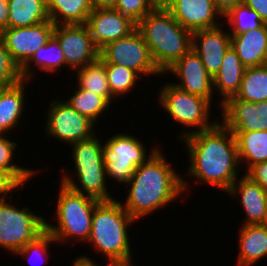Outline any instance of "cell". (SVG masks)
I'll list each match as a JSON object with an SVG mask.
<instances>
[{
    "label": "cell",
    "instance_id": "1",
    "mask_svg": "<svg viewBox=\"0 0 267 266\" xmlns=\"http://www.w3.org/2000/svg\"><path fill=\"white\" fill-rule=\"evenodd\" d=\"M188 151L185 175L225 193L240 176L236 138L219 120L212 128L181 139ZM239 172V173H238Z\"/></svg>",
    "mask_w": 267,
    "mask_h": 266
},
{
    "label": "cell",
    "instance_id": "2",
    "mask_svg": "<svg viewBox=\"0 0 267 266\" xmlns=\"http://www.w3.org/2000/svg\"><path fill=\"white\" fill-rule=\"evenodd\" d=\"M160 149L137 167L126 185L129 193L121 203L136 222L177 201L191 187Z\"/></svg>",
    "mask_w": 267,
    "mask_h": 266
},
{
    "label": "cell",
    "instance_id": "3",
    "mask_svg": "<svg viewBox=\"0 0 267 266\" xmlns=\"http://www.w3.org/2000/svg\"><path fill=\"white\" fill-rule=\"evenodd\" d=\"M157 68L164 74L192 46V32L163 6L157 5L137 23Z\"/></svg>",
    "mask_w": 267,
    "mask_h": 266
},
{
    "label": "cell",
    "instance_id": "4",
    "mask_svg": "<svg viewBox=\"0 0 267 266\" xmlns=\"http://www.w3.org/2000/svg\"><path fill=\"white\" fill-rule=\"evenodd\" d=\"M135 221L119 200L100 201L94 208L91 235L86 244H91L107 261L132 258L128 228Z\"/></svg>",
    "mask_w": 267,
    "mask_h": 266
},
{
    "label": "cell",
    "instance_id": "5",
    "mask_svg": "<svg viewBox=\"0 0 267 266\" xmlns=\"http://www.w3.org/2000/svg\"><path fill=\"white\" fill-rule=\"evenodd\" d=\"M94 134L89 139L71 144V160L74 166V177L69 176L66 169L61 176V183L72 189L74 192L84 194L98 201H111L116 199L108 192L106 170L103 161L102 141ZM67 173V174H66ZM63 177V178H62ZM78 181V182H77ZM79 184V185H78Z\"/></svg>",
    "mask_w": 267,
    "mask_h": 266
},
{
    "label": "cell",
    "instance_id": "6",
    "mask_svg": "<svg viewBox=\"0 0 267 266\" xmlns=\"http://www.w3.org/2000/svg\"><path fill=\"white\" fill-rule=\"evenodd\" d=\"M57 206L55 208L56 222L51 224L45 219V229L57 243H68L77 240L79 244L87 243L92 230V215L95 206L100 202L84 194L74 192L60 182Z\"/></svg>",
    "mask_w": 267,
    "mask_h": 266
},
{
    "label": "cell",
    "instance_id": "7",
    "mask_svg": "<svg viewBox=\"0 0 267 266\" xmlns=\"http://www.w3.org/2000/svg\"><path fill=\"white\" fill-rule=\"evenodd\" d=\"M159 91L158 103L166 114L185 129H193L181 131L178 141L193 133L210 129L218 122L215 119L211 121L210 109H213V105L208 99L181 90L172 82H165Z\"/></svg>",
    "mask_w": 267,
    "mask_h": 266
},
{
    "label": "cell",
    "instance_id": "8",
    "mask_svg": "<svg viewBox=\"0 0 267 266\" xmlns=\"http://www.w3.org/2000/svg\"><path fill=\"white\" fill-rule=\"evenodd\" d=\"M104 140L103 161L109 180L126 185L138 166L145 163L159 149L147 151L144 142L135 135L118 133ZM149 153V154H148Z\"/></svg>",
    "mask_w": 267,
    "mask_h": 266
},
{
    "label": "cell",
    "instance_id": "9",
    "mask_svg": "<svg viewBox=\"0 0 267 266\" xmlns=\"http://www.w3.org/2000/svg\"><path fill=\"white\" fill-rule=\"evenodd\" d=\"M0 199V248L15 254L45 230V217Z\"/></svg>",
    "mask_w": 267,
    "mask_h": 266
},
{
    "label": "cell",
    "instance_id": "10",
    "mask_svg": "<svg viewBox=\"0 0 267 266\" xmlns=\"http://www.w3.org/2000/svg\"><path fill=\"white\" fill-rule=\"evenodd\" d=\"M99 57L105 63H113L135 71L144 76H163L155 65L149 47L142 34L136 28L129 35L107 44L99 51ZM144 75V76H143Z\"/></svg>",
    "mask_w": 267,
    "mask_h": 266
},
{
    "label": "cell",
    "instance_id": "11",
    "mask_svg": "<svg viewBox=\"0 0 267 266\" xmlns=\"http://www.w3.org/2000/svg\"><path fill=\"white\" fill-rule=\"evenodd\" d=\"M63 99V100H62ZM48 113L46 116L45 133L47 136L55 138L63 144H74L79 141L89 139L96 134V125L73 109L64 97L50 100ZM97 129V130H95Z\"/></svg>",
    "mask_w": 267,
    "mask_h": 266
},
{
    "label": "cell",
    "instance_id": "12",
    "mask_svg": "<svg viewBox=\"0 0 267 266\" xmlns=\"http://www.w3.org/2000/svg\"><path fill=\"white\" fill-rule=\"evenodd\" d=\"M54 29L55 24L48 20L29 27L6 28L0 33V39L20 69L40 47L47 44Z\"/></svg>",
    "mask_w": 267,
    "mask_h": 266
},
{
    "label": "cell",
    "instance_id": "13",
    "mask_svg": "<svg viewBox=\"0 0 267 266\" xmlns=\"http://www.w3.org/2000/svg\"><path fill=\"white\" fill-rule=\"evenodd\" d=\"M53 36L63 50L66 67L72 71L99 58V50L86 24L55 25Z\"/></svg>",
    "mask_w": 267,
    "mask_h": 266
},
{
    "label": "cell",
    "instance_id": "14",
    "mask_svg": "<svg viewBox=\"0 0 267 266\" xmlns=\"http://www.w3.org/2000/svg\"><path fill=\"white\" fill-rule=\"evenodd\" d=\"M175 75L180 81L173 82L175 86L193 95L214 100L212 95L213 77L206 71L200 57L191 48L185 55L177 60L165 74Z\"/></svg>",
    "mask_w": 267,
    "mask_h": 266
},
{
    "label": "cell",
    "instance_id": "15",
    "mask_svg": "<svg viewBox=\"0 0 267 266\" xmlns=\"http://www.w3.org/2000/svg\"><path fill=\"white\" fill-rule=\"evenodd\" d=\"M221 122L231 132L267 131V100L248 102L230 97L221 106Z\"/></svg>",
    "mask_w": 267,
    "mask_h": 266
},
{
    "label": "cell",
    "instance_id": "16",
    "mask_svg": "<svg viewBox=\"0 0 267 266\" xmlns=\"http://www.w3.org/2000/svg\"><path fill=\"white\" fill-rule=\"evenodd\" d=\"M86 25L99 51L107 44L129 35L137 28V23L114 8H94L88 16Z\"/></svg>",
    "mask_w": 267,
    "mask_h": 266
},
{
    "label": "cell",
    "instance_id": "17",
    "mask_svg": "<svg viewBox=\"0 0 267 266\" xmlns=\"http://www.w3.org/2000/svg\"><path fill=\"white\" fill-rule=\"evenodd\" d=\"M163 6L191 32L216 28L222 23L218 21L223 16L213 0H167Z\"/></svg>",
    "mask_w": 267,
    "mask_h": 266
},
{
    "label": "cell",
    "instance_id": "18",
    "mask_svg": "<svg viewBox=\"0 0 267 266\" xmlns=\"http://www.w3.org/2000/svg\"><path fill=\"white\" fill-rule=\"evenodd\" d=\"M222 27L192 32L191 48L212 77L219 71L225 52L231 46V35Z\"/></svg>",
    "mask_w": 267,
    "mask_h": 266
},
{
    "label": "cell",
    "instance_id": "19",
    "mask_svg": "<svg viewBox=\"0 0 267 266\" xmlns=\"http://www.w3.org/2000/svg\"><path fill=\"white\" fill-rule=\"evenodd\" d=\"M241 202L246 220L243 225L263 224L267 207V191L245 173L241 174L226 192ZM240 199V200H238Z\"/></svg>",
    "mask_w": 267,
    "mask_h": 266
},
{
    "label": "cell",
    "instance_id": "20",
    "mask_svg": "<svg viewBox=\"0 0 267 266\" xmlns=\"http://www.w3.org/2000/svg\"><path fill=\"white\" fill-rule=\"evenodd\" d=\"M230 35L231 46L246 68L267 64V23L242 34Z\"/></svg>",
    "mask_w": 267,
    "mask_h": 266
},
{
    "label": "cell",
    "instance_id": "21",
    "mask_svg": "<svg viewBox=\"0 0 267 266\" xmlns=\"http://www.w3.org/2000/svg\"><path fill=\"white\" fill-rule=\"evenodd\" d=\"M245 69L236 51L230 46L225 52L219 71L213 76L214 93L221 99L219 109L239 92Z\"/></svg>",
    "mask_w": 267,
    "mask_h": 266
},
{
    "label": "cell",
    "instance_id": "22",
    "mask_svg": "<svg viewBox=\"0 0 267 266\" xmlns=\"http://www.w3.org/2000/svg\"><path fill=\"white\" fill-rule=\"evenodd\" d=\"M238 260L236 266H253L267 258V226L243 225L238 230ZM266 257V258H264Z\"/></svg>",
    "mask_w": 267,
    "mask_h": 266
},
{
    "label": "cell",
    "instance_id": "23",
    "mask_svg": "<svg viewBox=\"0 0 267 266\" xmlns=\"http://www.w3.org/2000/svg\"><path fill=\"white\" fill-rule=\"evenodd\" d=\"M21 80L5 88L0 94V134H10L13 129L19 128L26 104V84ZM25 83V84H24ZM17 126V127H16ZM8 132V133H7Z\"/></svg>",
    "mask_w": 267,
    "mask_h": 266
},
{
    "label": "cell",
    "instance_id": "24",
    "mask_svg": "<svg viewBox=\"0 0 267 266\" xmlns=\"http://www.w3.org/2000/svg\"><path fill=\"white\" fill-rule=\"evenodd\" d=\"M65 66L66 60L60 43L54 36H52L47 44L40 47L20 68V75L22 80L30 82V80H32L34 76V69L38 68V70H42L44 73H52L58 71L55 72L57 75V73H60L59 70Z\"/></svg>",
    "mask_w": 267,
    "mask_h": 266
},
{
    "label": "cell",
    "instance_id": "25",
    "mask_svg": "<svg viewBox=\"0 0 267 266\" xmlns=\"http://www.w3.org/2000/svg\"><path fill=\"white\" fill-rule=\"evenodd\" d=\"M49 19L55 25L86 24L93 11L92 0H45Z\"/></svg>",
    "mask_w": 267,
    "mask_h": 266
},
{
    "label": "cell",
    "instance_id": "26",
    "mask_svg": "<svg viewBox=\"0 0 267 266\" xmlns=\"http://www.w3.org/2000/svg\"><path fill=\"white\" fill-rule=\"evenodd\" d=\"M236 138L238 158L245 173L255 164L267 161V131L232 132ZM242 163H244L242 165Z\"/></svg>",
    "mask_w": 267,
    "mask_h": 266
},
{
    "label": "cell",
    "instance_id": "27",
    "mask_svg": "<svg viewBox=\"0 0 267 266\" xmlns=\"http://www.w3.org/2000/svg\"><path fill=\"white\" fill-rule=\"evenodd\" d=\"M8 28H20L48 21L45 0H8Z\"/></svg>",
    "mask_w": 267,
    "mask_h": 266
},
{
    "label": "cell",
    "instance_id": "28",
    "mask_svg": "<svg viewBox=\"0 0 267 266\" xmlns=\"http://www.w3.org/2000/svg\"><path fill=\"white\" fill-rule=\"evenodd\" d=\"M74 71L77 74L73 73V76L77 78V87L102 96L110 105L116 101L108 85L105 62L100 57L96 61Z\"/></svg>",
    "mask_w": 267,
    "mask_h": 266
},
{
    "label": "cell",
    "instance_id": "29",
    "mask_svg": "<svg viewBox=\"0 0 267 266\" xmlns=\"http://www.w3.org/2000/svg\"><path fill=\"white\" fill-rule=\"evenodd\" d=\"M8 136V138H7ZM9 139V134H0V171L4 172L19 188H24L31 178L35 177L36 169H28L13 163L14 150L18 148L15 140ZM14 158V159H13Z\"/></svg>",
    "mask_w": 267,
    "mask_h": 266
},
{
    "label": "cell",
    "instance_id": "30",
    "mask_svg": "<svg viewBox=\"0 0 267 266\" xmlns=\"http://www.w3.org/2000/svg\"><path fill=\"white\" fill-rule=\"evenodd\" d=\"M72 95L68 99H64L73 109L87 117L95 125L99 118L107 114V109L111 105L100 95L92 91L75 87ZM103 114V115H102Z\"/></svg>",
    "mask_w": 267,
    "mask_h": 266
},
{
    "label": "cell",
    "instance_id": "31",
    "mask_svg": "<svg viewBox=\"0 0 267 266\" xmlns=\"http://www.w3.org/2000/svg\"><path fill=\"white\" fill-rule=\"evenodd\" d=\"M248 102L267 100V64L245 69L239 92L234 96Z\"/></svg>",
    "mask_w": 267,
    "mask_h": 266
},
{
    "label": "cell",
    "instance_id": "32",
    "mask_svg": "<svg viewBox=\"0 0 267 266\" xmlns=\"http://www.w3.org/2000/svg\"><path fill=\"white\" fill-rule=\"evenodd\" d=\"M105 70L111 94L115 99L134 91L135 87L138 88V81L142 79L135 71L118 64L105 63Z\"/></svg>",
    "mask_w": 267,
    "mask_h": 266
},
{
    "label": "cell",
    "instance_id": "33",
    "mask_svg": "<svg viewBox=\"0 0 267 266\" xmlns=\"http://www.w3.org/2000/svg\"><path fill=\"white\" fill-rule=\"evenodd\" d=\"M222 24H229L230 34H242L265 24L260 15L250 7L241 3L230 9L224 16Z\"/></svg>",
    "mask_w": 267,
    "mask_h": 266
},
{
    "label": "cell",
    "instance_id": "34",
    "mask_svg": "<svg viewBox=\"0 0 267 266\" xmlns=\"http://www.w3.org/2000/svg\"><path fill=\"white\" fill-rule=\"evenodd\" d=\"M53 243L58 244L55 241V239L52 237V235L45 229L39 236H37L33 241L27 243L22 249L18 250L14 255L19 256V257L22 256V258L25 257L26 261L27 259L29 261H32L33 257H36V258L38 257L39 263L42 260H43L42 262H46L44 261L45 259L44 256H46V258L48 259V256H49L48 249L50 247L49 245ZM26 256L28 258H26ZM40 258L42 260H40ZM39 263L37 265H39ZM30 264H32V262Z\"/></svg>",
    "mask_w": 267,
    "mask_h": 266
},
{
    "label": "cell",
    "instance_id": "35",
    "mask_svg": "<svg viewBox=\"0 0 267 266\" xmlns=\"http://www.w3.org/2000/svg\"><path fill=\"white\" fill-rule=\"evenodd\" d=\"M20 69L0 39V87H10L21 81Z\"/></svg>",
    "mask_w": 267,
    "mask_h": 266
},
{
    "label": "cell",
    "instance_id": "36",
    "mask_svg": "<svg viewBox=\"0 0 267 266\" xmlns=\"http://www.w3.org/2000/svg\"><path fill=\"white\" fill-rule=\"evenodd\" d=\"M157 5L154 0H117L114 9L138 23Z\"/></svg>",
    "mask_w": 267,
    "mask_h": 266
},
{
    "label": "cell",
    "instance_id": "37",
    "mask_svg": "<svg viewBox=\"0 0 267 266\" xmlns=\"http://www.w3.org/2000/svg\"><path fill=\"white\" fill-rule=\"evenodd\" d=\"M245 174L267 191V161L255 164Z\"/></svg>",
    "mask_w": 267,
    "mask_h": 266
},
{
    "label": "cell",
    "instance_id": "38",
    "mask_svg": "<svg viewBox=\"0 0 267 266\" xmlns=\"http://www.w3.org/2000/svg\"><path fill=\"white\" fill-rule=\"evenodd\" d=\"M24 188H19L4 172L0 171V199L6 198L12 195V192L18 191Z\"/></svg>",
    "mask_w": 267,
    "mask_h": 266
},
{
    "label": "cell",
    "instance_id": "39",
    "mask_svg": "<svg viewBox=\"0 0 267 266\" xmlns=\"http://www.w3.org/2000/svg\"><path fill=\"white\" fill-rule=\"evenodd\" d=\"M246 6L255 10L264 23H267V0H243Z\"/></svg>",
    "mask_w": 267,
    "mask_h": 266
},
{
    "label": "cell",
    "instance_id": "40",
    "mask_svg": "<svg viewBox=\"0 0 267 266\" xmlns=\"http://www.w3.org/2000/svg\"><path fill=\"white\" fill-rule=\"evenodd\" d=\"M242 2L243 0H213L216 9L222 14V16Z\"/></svg>",
    "mask_w": 267,
    "mask_h": 266
},
{
    "label": "cell",
    "instance_id": "41",
    "mask_svg": "<svg viewBox=\"0 0 267 266\" xmlns=\"http://www.w3.org/2000/svg\"><path fill=\"white\" fill-rule=\"evenodd\" d=\"M9 7L8 0H0V33L8 28Z\"/></svg>",
    "mask_w": 267,
    "mask_h": 266
},
{
    "label": "cell",
    "instance_id": "42",
    "mask_svg": "<svg viewBox=\"0 0 267 266\" xmlns=\"http://www.w3.org/2000/svg\"><path fill=\"white\" fill-rule=\"evenodd\" d=\"M92 3L96 9L115 8L117 0H92Z\"/></svg>",
    "mask_w": 267,
    "mask_h": 266
},
{
    "label": "cell",
    "instance_id": "43",
    "mask_svg": "<svg viewBox=\"0 0 267 266\" xmlns=\"http://www.w3.org/2000/svg\"><path fill=\"white\" fill-rule=\"evenodd\" d=\"M74 261L72 260V266H96L92 258L87 255L79 256Z\"/></svg>",
    "mask_w": 267,
    "mask_h": 266
},
{
    "label": "cell",
    "instance_id": "44",
    "mask_svg": "<svg viewBox=\"0 0 267 266\" xmlns=\"http://www.w3.org/2000/svg\"><path fill=\"white\" fill-rule=\"evenodd\" d=\"M133 259H125V260H109L106 266H136L135 263H132ZM96 266H101L95 263Z\"/></svg>",
    "mask_w": 267,
    "mask_h": 266
},
{
    "label": "cell",
    "instance_id": "45",
    "mask_svg": "<svg viewBox=\"0 0 267 266\" xmlns=\"http://www.w3.org/2000/svg\"><path fill=\"white\" fill-rule=\"evenodd\" d=\"M158 5H163L164 4V0H154Z\"/></svg>",
    "mask_w": 267,
    "mask_h": 266
},
{
    "label": "cell",
    "instance_id": "46",
    "mask_svg": "<svg viewBox=\"0 0 267 266\" xmlns=\"http://www.w3.org/2000/svg\"><path fill=\"white\" fill-rule=\"evenodd\" d=\"M264 225H266V226H267V207H266V214H265Z\"/></svg>",
    "mask_w": 267,
    "mask_h": 266
},
{
    "label": "cell",
    "instance_id": "47",
    "mask_svg": "<svg viewBox=\"0 0 267 266\" xmlns=\"http://www.w3.org/2000/svg\"><path fill=\"white\" fill-rule=\"evenodd\" d=\"M5 88H7V87H0V94Z\"/></svg>",
    "mask_w": 267,
    "mask_h": 266
}]
</instances>
